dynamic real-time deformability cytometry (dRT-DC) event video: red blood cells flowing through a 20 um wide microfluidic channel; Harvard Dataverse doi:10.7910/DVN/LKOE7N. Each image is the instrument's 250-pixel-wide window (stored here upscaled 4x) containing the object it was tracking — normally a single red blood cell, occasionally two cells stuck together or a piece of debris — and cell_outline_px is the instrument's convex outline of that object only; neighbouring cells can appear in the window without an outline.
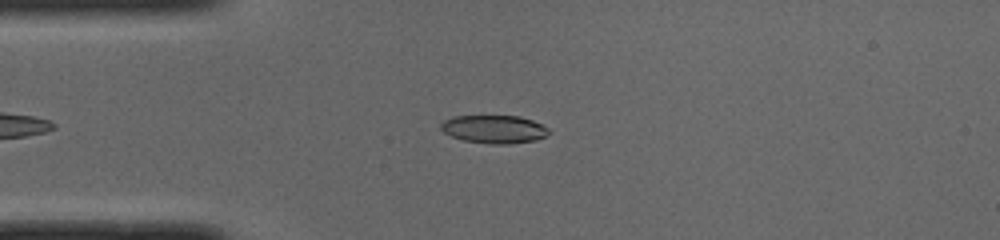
{"species": "common noctule bat (a hibernating species)", "species_latin": "Nyctalus noctula", "temperature_condition": "cold", "stored_images_in_passage": 49, "camera_frame_rate_fps": 3000, "um_per_image_px": 0.085, "animal": {"sex": "male", "body_mass_g": 19.0, "forearm_length_mm": 50.8}, "frame": {"image": 1, "passage_image": 11, "time_ms": 3.333, "image_size_px": [1000, 240], "cell_outline_px": [[552, 132], [536, 140], [508, 144], [492, 144], [464, 140], [452, 136], [444, 132], [440, 128], [440, 124], [444, 120], [452, 116], [520, 116], [532, 120], [548, 128]], "centroid_in_image_um": [42.0, 10.98], "position_along_channel_um": 43.0, "area_um2": 17.63}}
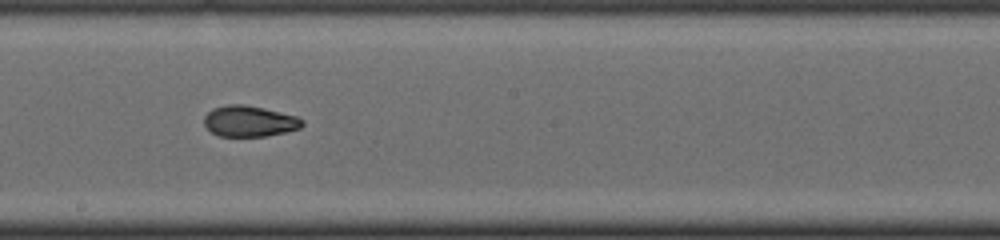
{"frame": {"image": 2, "passage_image": 26, "time_ms": 8.333, "image_size_px": [1000, 240], "cell_outline_px": [[304, 124], [300, 128], [284, 132], [264, 136], [220, 136], [212, 132], [204, 124], [204, 116], [212, 108], [228, 104], [244, 104], [264, 108], [296, 116], [304, 120]], "centroid_in_image_um": [21.19, 10.29], "position_along_channel_um": 227.0, "area_um2": 17.63}}
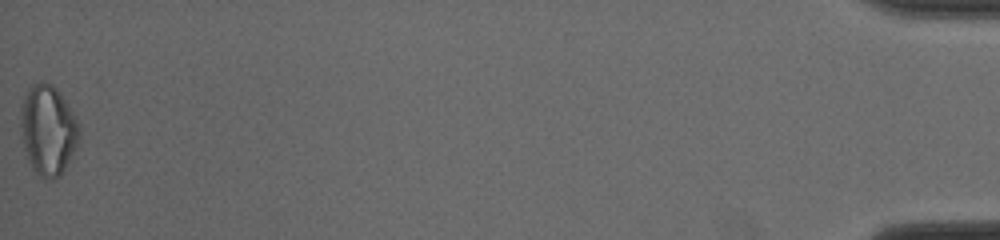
{"frame": {"image": 3, "passage_image": 49, "time_ms": 16.0, "image_size_px": [1000, 240], "cell_outline_px": [[80, 132], [72, 152], [60, 176], [52, 180], [40, 176], [32, 168], [28, 160], [24, 144], [20, 124], [20, 104], [28, 88], [36, 84], [52, 84], [56, 88], [80, 124]], "centroid_in_image_um": [4.05, 11.05], "position_along_channel_um": 431.1, "area_um2": 30.0}, "authors_computed_cell_mechanics": {"area_um2": 18.2648, "velocity_mm_per_s": 4.0029, "shape_relaxation_time_tau1_ms": null, "shape_relaxation_time_tau2_ms": 1.4709, "deformation_change_tau1": null, "deformation_change_tau2": 0.0564}}